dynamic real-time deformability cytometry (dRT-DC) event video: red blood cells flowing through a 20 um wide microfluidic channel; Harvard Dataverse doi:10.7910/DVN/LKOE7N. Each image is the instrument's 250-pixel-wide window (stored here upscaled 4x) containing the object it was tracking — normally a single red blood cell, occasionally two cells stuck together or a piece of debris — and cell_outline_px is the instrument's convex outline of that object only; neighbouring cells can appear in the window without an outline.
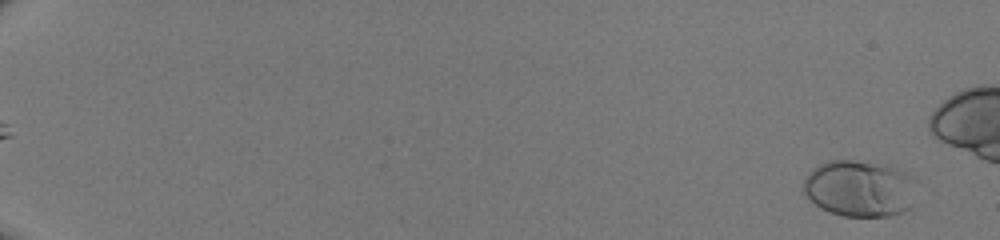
{"species": "human", "species_latin": "Homo sapiens", "temperature_condition": "room temperature", "stored_images_in_passage": 50, "camera_frame_rate_fps": 3000, "um_per_image_px": 0.085, "donor": {"sex": "male"}, "frame": {"image": 1, "passage_image": 3, "time_ms": 0.667, "image_size_px": [1000, 240], "cell_outline_px": [[912, 208], [888, 216], [844, 216], [828, 212], [820, 208], [804, 192], [804, 180], [808, 172], [812, 168], [828, 160], [852, 160], [888, 164], [912, 176]], "centroid_in_image_um": [73.03, 16.01], "position_along_channel_um": 12.0, "area_um2": 37.11}}
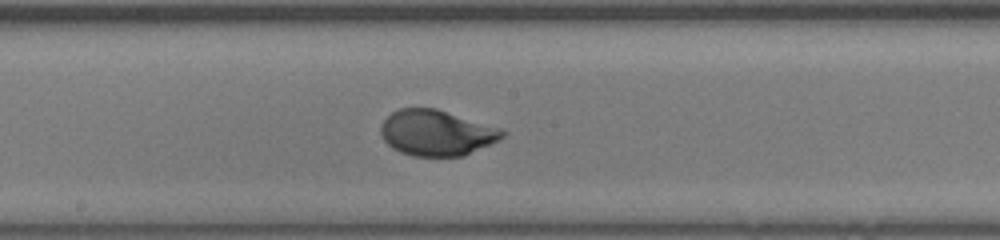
{"frame": {"image": 2, "passage_image": 32, "time_ms": 10.333, "image_size_px": [1000, 240], "cell_outline_px": [[508, 132], [500, 140], [464, 156], [412, 156], [400, 152], [392, 148], [384, 140], [380, 132], [380, 124], [392, 112], [400, 108], [436, 108]], "centroid_in_image_um": [37.07, 11.3], "position_along_channel_um": 211.1, "area_um2": 32.14}}
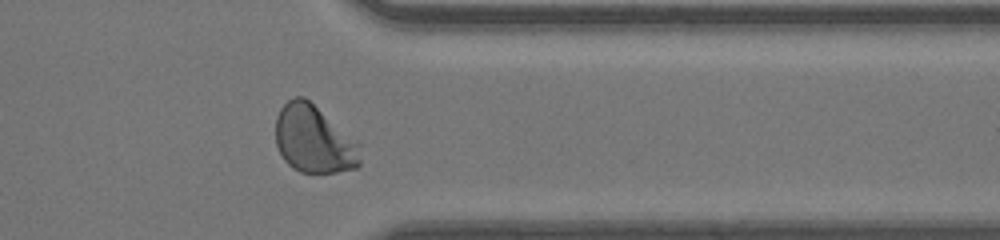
{"frame": {"image": 3, "passage_image": 44, "time_ms": 14.333, "image_size_px": [1000, 240], "cell_outline_px": [[360, 164], [356, 168], [336, 172], [300, 172], [292, 168], [284, 160], [276, 144], [276, 116], [280, 108], [288, 100], [296, 96], [304, 96], [360, 144]], "centroid_in_image_um": [26.66, 11.85], "position_along_channel_um": 384.7, "area_um2": 33.18}}